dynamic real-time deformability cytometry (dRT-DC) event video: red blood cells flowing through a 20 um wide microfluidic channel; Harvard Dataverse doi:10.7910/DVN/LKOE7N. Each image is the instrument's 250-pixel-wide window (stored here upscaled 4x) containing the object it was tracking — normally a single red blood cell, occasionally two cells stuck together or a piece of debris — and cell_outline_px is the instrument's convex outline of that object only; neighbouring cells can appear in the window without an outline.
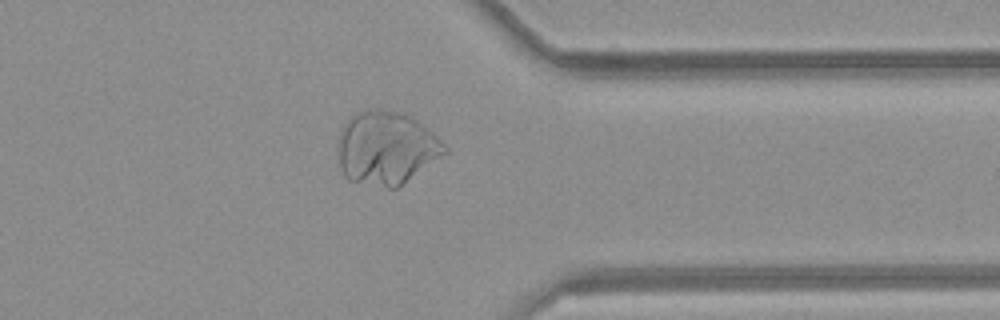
{"species": "common noctule bat (a hibernating species)", "species_latin": "Nyctalus noctula", "temperature_condition": "room temperature", "stored_images_in_passage": 35, "camera_frame_rate_fps": 3000, "um_per_image_px": 0.085, "animal": {"sex": "female", "body_mass_g": 21.9}, "frame": {"image": 1, "passage_image": 25, "time_ms": 8.0, "image_size_px": [1000, 320], "cell_outline_px": [[448, 152], [396, 188], [388, 188], [348, 180], [344, 176], [340, 168], [336, 148], [340, 132], [344, 124], [356, 112], [372, 108], [400, 112], [412, 116], [432, 132], [448, 148]], "centroid_in_image_um": [32.8, 12.57], "position_along_channel_um": 378.6, "area_um2": 45.66}}